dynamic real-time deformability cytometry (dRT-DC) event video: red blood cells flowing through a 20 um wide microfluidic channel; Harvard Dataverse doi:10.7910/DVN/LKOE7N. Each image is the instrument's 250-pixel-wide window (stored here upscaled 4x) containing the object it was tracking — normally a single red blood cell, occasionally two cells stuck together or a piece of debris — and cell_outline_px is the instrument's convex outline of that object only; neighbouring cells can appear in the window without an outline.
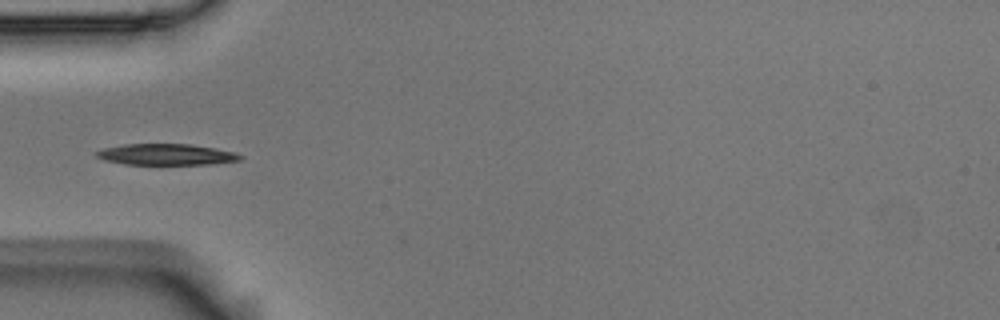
{"species": "Egyptian fruit bat (a non-hibernating species)", "species_latin": "Rousettus aegyptiacus", "temperature_condition": "room temperature", "stored_images_in_passage": 7, "camera_frame_rate_fps": 3000, "um_per_image_px": 0.085, "animal": {"sex": "male"}, "frame": {"image": 1, "passage_image": 5, "time_ms": 1.333, "image_size_px": [1000, 320], "cell_outline_px": [[244, 156], [240, 160], [212, 164], [124, 164], [104, 160], [96, 156], [92, 152], [104, 148], [124, 144], [188, 144], [216, 148], [236, 152]], "centroid_in_image_um": [14.13, 13.13], "position_along_channel_um": 70.9, "area_um2": 17.8}}
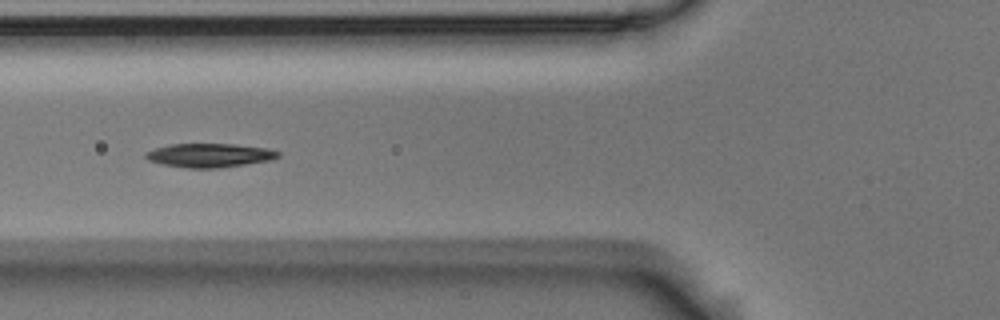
{"frame": {"image": 2, "passage_image": 6, "time_ms": 1.667, "image_size_px": [1000, 320], "cell_outline_px": [[280, 156], [272, 160], [220, 168], [188, 168], [160, 164], [148, 160], [144, 156], [144, 152], [168, 144], [236, 144], [268, 148], [280, 152]], "centroid_in_image_um": [17.81, 13.2], "position_along_channel_um": 108.0, "area_um2": 18.61}}
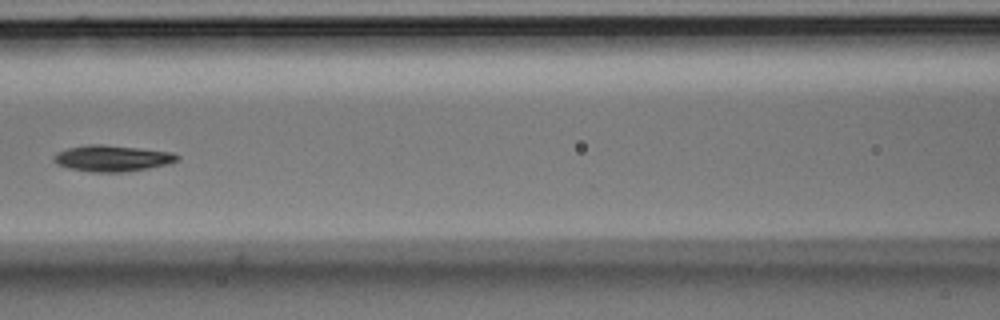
{"frame": {"image": 3, "passage_image": 7, "time_ms": 2.0, "image_size_px": [1000, 320], "cell_outline_px": [[180, 160], [168, 164], [148, 168], [120, 172], [88, 172], [68, 168], [56, 164], [52, 160], [52, 156], [56, 152], [68, 148], [88, 144], [104, 144], [140, 148], [172, 152], [180, 156]], "centroid_in_image_um": [9.51, 13.45], "position_along_channel_um": 157.1, "area_um2": 19.07}}